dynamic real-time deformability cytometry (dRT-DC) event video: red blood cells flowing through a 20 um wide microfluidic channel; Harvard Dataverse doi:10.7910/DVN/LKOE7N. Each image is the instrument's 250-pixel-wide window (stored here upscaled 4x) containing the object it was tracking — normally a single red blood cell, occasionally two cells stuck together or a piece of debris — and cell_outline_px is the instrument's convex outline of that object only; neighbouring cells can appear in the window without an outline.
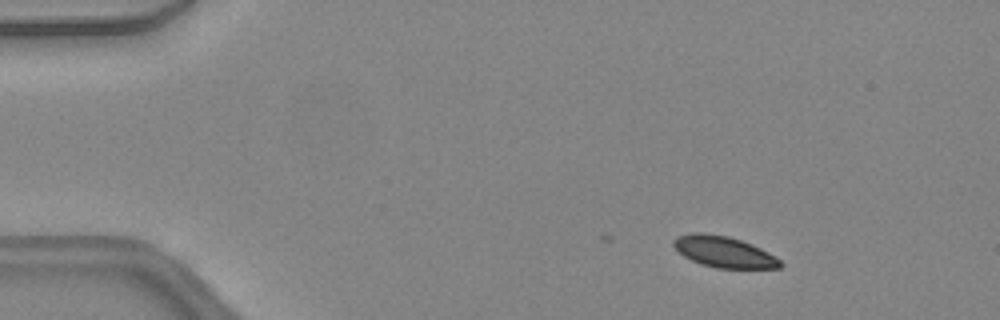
{"species": "common noctule bat (a hibernating species)", "species_latin": "Nyctalus noctula", "temperature_condition": "warm", "stored_images_in_passage": 38, "camera_frame_rate_fps": 3000, "um_per_image_px": 0.085, "animal": {"sex": "female", "body_mass_g": 24.6, "forearm_length_mm": 56.2}, "frame": {"image": 1, "passage_image": 3, "time_ms": 0.667, "image_size_px": [1000, 320], "cell_outline_px": [[784, 264], [780, 268], [716, 268], [700, 264], [684, 256], [672, 244], [672, 240], [676, 236], [692, 232], [704, 232], [728, 236], [752, 244], [768, 252], [780, 260]], "centroid_in_image_um": [61.51, 21.4], "position_along_channel_um": 23.5, "area_um2": 19.42}}
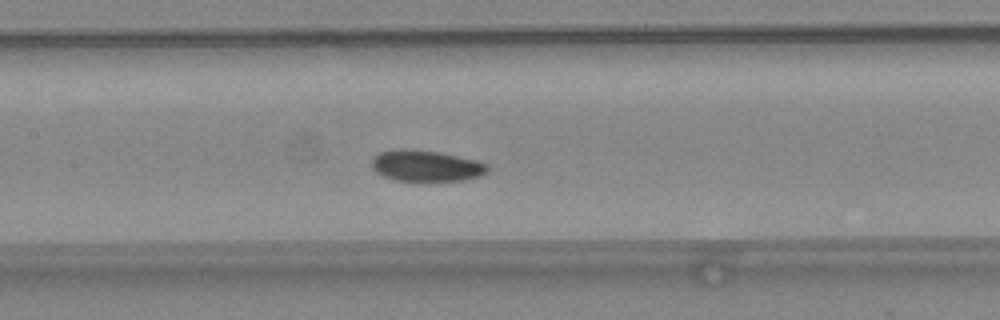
{"frame": {"image": 2, "passage_image": 19, "time_ms": 6.0, "image_size_px": [1000, 320], "cell_outline_px": [[488, 172], [480, 176], [464, 180], [396, 180], [384, 176], [376, 172], [372, 168], [372, 160], [380, 152], [436, 152], [476, 160], [488, 164]], "centroid_in_image_um": [36.3, 14.15], "position_along_channel_um": 171.1, "area_um2": 19.83}}
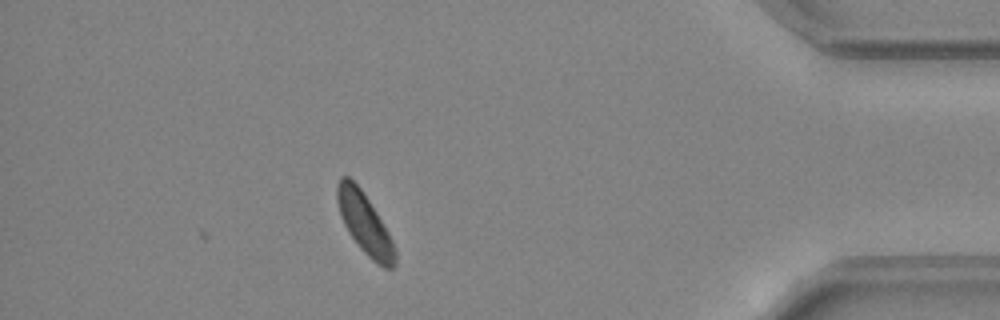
{"frame": {"image": 3, "passage_image": 38, "time_ms": 12.333, "image_size_px": [1000, 320], "cell_outline_px": [[396, 264], [392, 268], [384, 268], [376, 264], [360, 248], [348, 232], [340, 216], [336, 200], [336, 184], [340, 176], [348, 176], [360, 188], [376, 212], [388, 232], [396, 248]], "centroid_in_image_um": [30.98, 19.01], "position_along_channel_um": 404.2, "area_um2": 20.52}}